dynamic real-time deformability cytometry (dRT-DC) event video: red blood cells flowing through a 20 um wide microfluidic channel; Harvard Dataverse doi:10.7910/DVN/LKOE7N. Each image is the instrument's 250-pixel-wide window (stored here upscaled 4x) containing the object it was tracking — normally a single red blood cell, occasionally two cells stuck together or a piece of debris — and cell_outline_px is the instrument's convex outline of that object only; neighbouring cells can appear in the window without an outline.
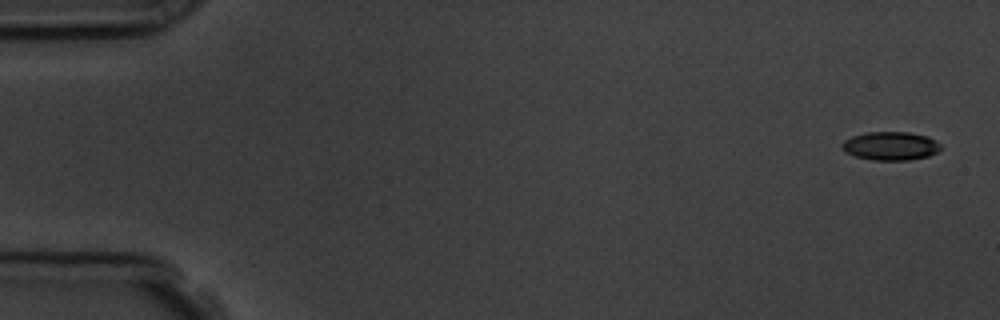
{"species": "common noctule bat (a hibernating species)", "species_latin": "Nyctalus noctula", "temperature_condition": "room temperature", "stored_images_in_passage": 6, "camera_frame_rate_fps": 3000, "um_per_image_px": 0.085, "animal": {"sex": "male", "body_mass_g": 19.5, "forearm_length_mm": 54.6}, "frame": {"image": 1, "passage_image": 1, "time_ms": 0.0, "image_size_px": [1000, 320], "cell_outline_px": [[940, 148], [936, 152], [928, 156], [908, 160], [872, 160], [856, 156], [844, 152], [840, 148], [840, 144], [844, 140], [852, 136], [864, 132], [908, 132], [928, 136], [936, 140], [940, 144]], "centroid_in_image_um": [75.65, 12.4], "position_along_channel_um": 9.3, "area_um2": 16.53}}